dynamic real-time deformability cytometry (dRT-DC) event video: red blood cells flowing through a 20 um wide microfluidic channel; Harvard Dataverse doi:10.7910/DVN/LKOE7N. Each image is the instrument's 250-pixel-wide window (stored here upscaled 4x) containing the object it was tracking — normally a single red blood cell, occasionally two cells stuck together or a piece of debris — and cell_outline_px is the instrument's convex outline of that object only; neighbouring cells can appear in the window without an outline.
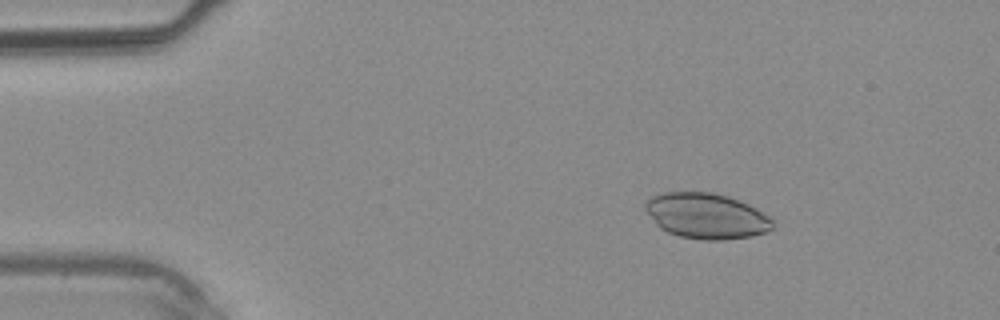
{"species": "common noctule bat (a hibernating species)", "species_latin": "Nyctalus noctula", "temperature_condition": "warm", "stored_images_in_passage": 35, "camera_frame_rate_fps": 3000, "um_per_image_px": 0.085, "animal": {"sex": "male", "body_mass_g": 20.4}, "frame": {"image": 1, "passage_image": 4, "time_ms": 1.0, "image_size_px": [1000, 320], "cell_outline_px": [[772, 228], [768, 232], [752, 236], [724, 240], [704, 240], [680, 236], [668, 232], [660, 228], [656, 224], [644, 208], [644, 204], [652, 196], [664, 192], [712, 192], [728, 196], [748, 204], [772, 216]], "centroid_in_image_um": [60.07, 18.35], "position_along_channel_um": 24.9, "area_um2": 33.93}}
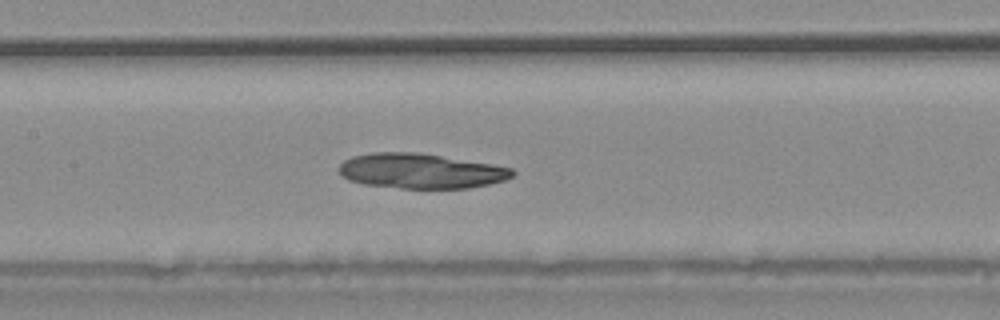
{"frame": {"image": 2, "passage_image": 16, "time_ms": 5.0, "image_size_px": [1000, 320], "cell_outline_px": [[516, 172], [512, 176], [504, 180], [488, 184], [468, 188], [400, 188], [364, 184], [348, 180], [340, 176], [336, 168], [344, 160], [352, 156], [372, 152], [416, 152], [492, 164], [512, 168]], "centroid_in_image_um": [35.7, 14.53], "position_along_channel_um": 171.7, "area_um2": 35.43}}